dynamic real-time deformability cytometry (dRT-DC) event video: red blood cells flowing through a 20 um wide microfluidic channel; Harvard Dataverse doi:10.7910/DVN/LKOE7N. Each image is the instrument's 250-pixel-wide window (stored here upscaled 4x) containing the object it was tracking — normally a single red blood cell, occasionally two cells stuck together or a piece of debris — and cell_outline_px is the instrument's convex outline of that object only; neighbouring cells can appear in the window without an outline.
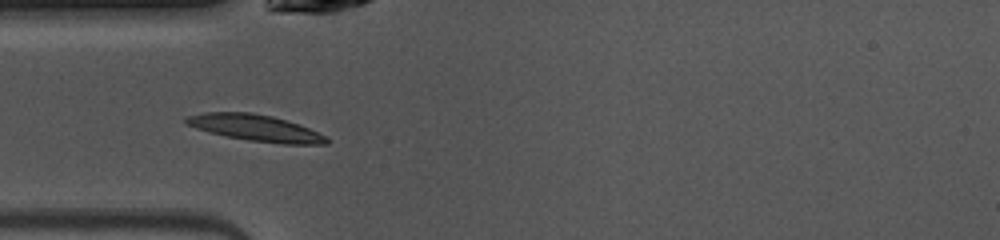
{"species": "common noctule bat (a hibernating species)", "species_latin": "Nyctalus noctula", "temperature_condition": "warm", "stored_images_in_passage": 33, "camera_frame_rate_fps": 3000, "um_per_image_px": 0.085, "animal": {"sex": "female", "body_mass_g": 10.0, "forearm_length_mm": 53.1}, "frame": {"image": 1, "passage_image": 4, "time_ms": 1.0, "image_size_px": [1000, 240], "cell_outline_px": [[328, 144], [284, 144], [248, 140], [208, 132], [184, 124], [184, 116], [204, 112], [252, 112], [272, 116], [300, 124], [328, 136]], "centroid_in_image_um": [21.71, 10.86], "position_along_channel_um": 63.3, "area_um2": 21.85}}
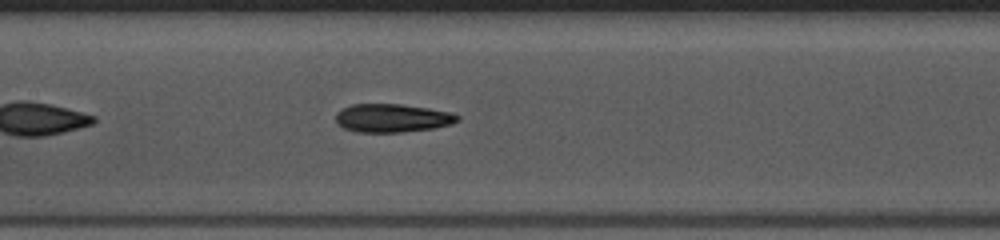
{"frame": {"image": 2, "passage_image": 12, "time_ms": 3.667, "image_size_px": [1000, 240], "cell_outline_px": [[460, 120], [452, 124], [432, 128], [404, 132], [356, 132], [344, 128], [336, 124], [336, 112], [340, 108], [352, 104], [400, 104], [428, 108], [452, 112], [460, 116]], "centroid_in_image_um": [33.32, 10.03], "position_along_channel_um": 174.1, "area_um2": 20.35}}
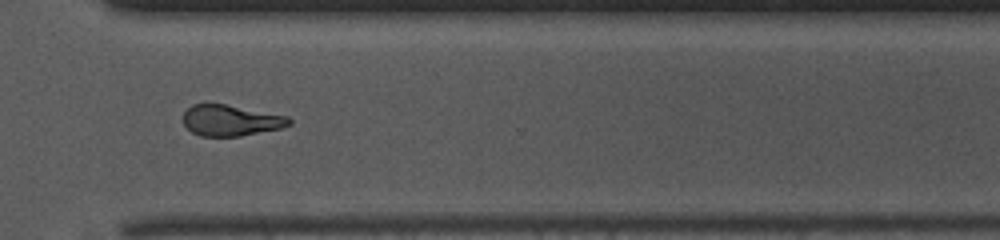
{"frame": {"image": 3, "passage_image": 25, "time_ms": 8.0, "image_size_px": [1000, 240], "cell_outline_px": [[292, 124], [284, 128], [240, 136], [200, 136], [192, 132], [184, 124], [184, 112], [192, 104], [224, 104], [288, 116], [292, 120]], "centroid_in_image_um": [19.66, 10.24], "position_along_channel_um": 350.9, "area_um2": 19.13}, "authors_computed_cell_mechanics": {"area_um2": 20.1144, "velocity_mm_per_s": 4.0895, "shape_relaxation_time_tau1_ms": 3.2303, "shape_relaxation_time_tau2_ms": 7.7824, "deformation_change_tau1": 0.1556, "deformation_change_tau2": 0.1588}}